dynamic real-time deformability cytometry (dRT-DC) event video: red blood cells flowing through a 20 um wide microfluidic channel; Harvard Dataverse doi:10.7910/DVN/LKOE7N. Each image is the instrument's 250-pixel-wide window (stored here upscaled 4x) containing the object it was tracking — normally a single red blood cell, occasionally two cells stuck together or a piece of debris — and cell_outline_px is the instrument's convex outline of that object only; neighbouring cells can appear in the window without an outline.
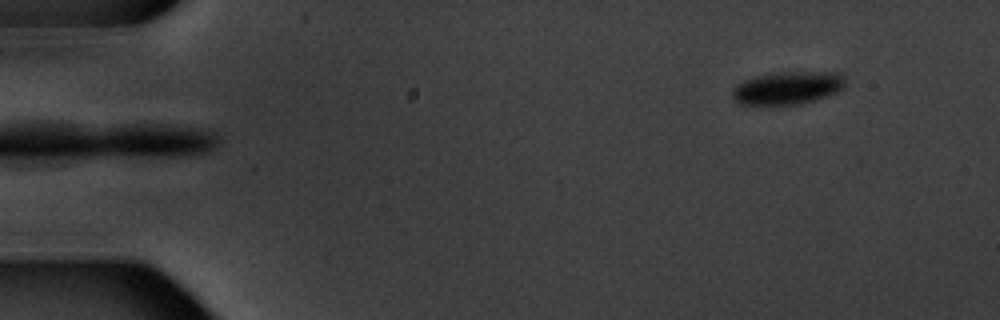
{"species": "common noctule bat (a hibernating species)", "species_latin": "Nyctalus noctula", "temperature_condition": "warm", "stored_images_in_passage": 9, "camera_frame_rate_fps": 3000, "um_per_image_px": 0.085, "animal": {"sex": "male", "body_mass_g": 20.1, "forearm_length_mm": 53.5}, "frame": {"image": 1, "passage_image": 1, "time_ms": 0.0, "image_size_px": [1000, 320], "cell_outline_px": [[844, 88], [828, 96], [816, 100], [800, 104], [740, 104], [732, 100], [732, 92], [736, 84], [744, 80], [756, 76], [780, 72], [840, 72], [844, 76]], "centroid_in_image_um": [66.95, 7.47], "position_along_channel_um": 18.0, "area_um2": 21.68}}